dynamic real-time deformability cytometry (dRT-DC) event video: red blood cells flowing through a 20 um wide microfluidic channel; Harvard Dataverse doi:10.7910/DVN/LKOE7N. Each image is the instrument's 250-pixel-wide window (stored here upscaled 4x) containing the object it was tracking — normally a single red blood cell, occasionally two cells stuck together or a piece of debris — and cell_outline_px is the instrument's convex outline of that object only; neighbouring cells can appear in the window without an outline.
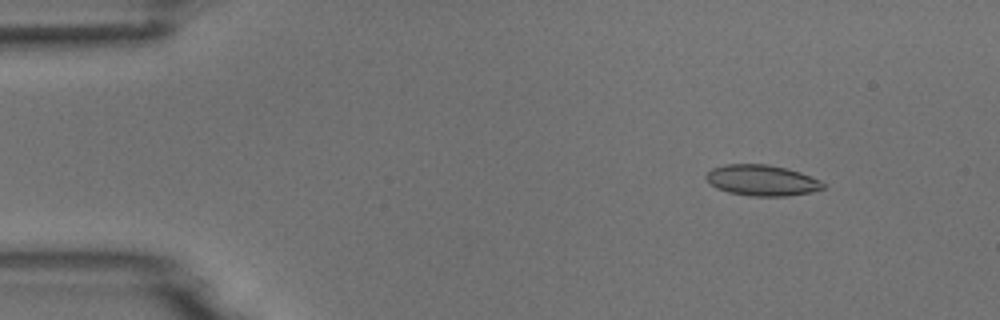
{"species": "common noctule bat (a hibernating species)", "species_latin": "Nyctalus noctula", "temperature_condition": "room temperature", "stored_images_in_passage": 7, "camera_frame_rate_fps": 3000, "um_per_image_px": 0.085, "animal": {"sex": "male", "body_mass_g": 18.8}, "frame": {"image": 1, "passage_image": 2, "time_ms": 1.0, "image_size_px": [1000, 320], "cell_outline_px": [[824, 188], [808, 192], [788, 196], [752, 196], [728, 192], [716, 188], [704, 176], [712, 168], [724, 164], [768, 164], [800, 172], [820, 180], [824, 184]], "centroid_in_image_um": [64.74, 15.32], "position_along_channel_um": 20.3, "area_um2": 20.87}}
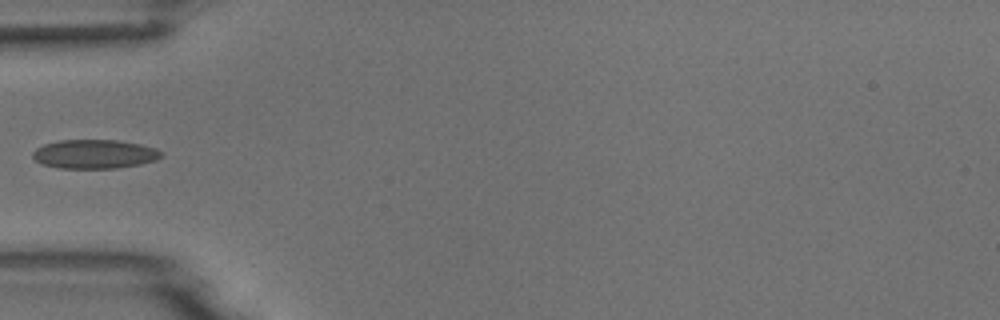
{"frame": {"image": 2, "passage_image": 5, "time_ms": 4.667, "image_size_px": [1000, 320], "cell_outline_px": [[164, 156], [156, 160], [140, 164], [116, 168], [60, 168], [40, 164], [32, 156], [32, 152], [36, 148], [44, 144], [60, 140], [116, 140], [140, 144], [156, 148], [164, 152]], "centroid_in_image_um": [8.05, 13.09], "position_along_channel_um": 77.0, "area_um2": 21.85}}